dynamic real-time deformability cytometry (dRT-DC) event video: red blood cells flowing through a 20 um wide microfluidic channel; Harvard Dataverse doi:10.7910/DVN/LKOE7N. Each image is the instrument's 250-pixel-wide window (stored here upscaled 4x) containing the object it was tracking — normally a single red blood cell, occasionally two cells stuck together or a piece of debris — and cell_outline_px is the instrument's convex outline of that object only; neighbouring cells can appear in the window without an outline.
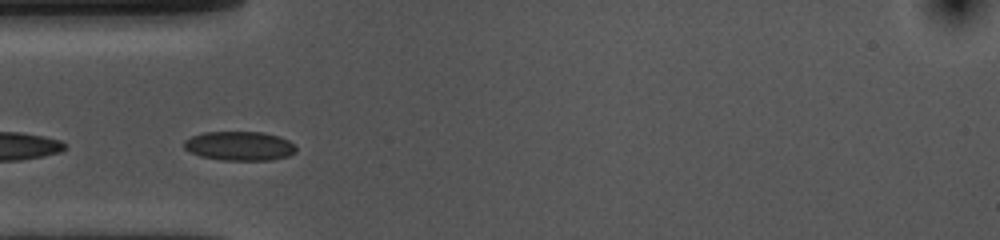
{"species": "common noctule bat (a hibernating species)", "species_latin": "Nyctalus noctula", "temperature_condition": "cold", "stored_images_in_passage": 14, "camera_frame_rate_fps": 3000, "um_per_image_px": 0.085, "animal": {"sex": "female", "body_mass_g": 10.0, "forearm_length_mm": 53.1}, "frame": {"image": 1, "passage_image": 11, "time_ms": 3.333, "image_size_px": [1000, 240], "cell_outline_px": [[296, 152], [288, 156], [272, 160], [220, 160], [200, 156], [184, 148], [184, 140], [192, 136], [204, 132], [264, 132], [280, 136], [288, 140], [296, 148]], "centroid_in_image_um": [20.37, 12.4], "position_along_channel_um": 64.6, "area_um2": 19.07}}